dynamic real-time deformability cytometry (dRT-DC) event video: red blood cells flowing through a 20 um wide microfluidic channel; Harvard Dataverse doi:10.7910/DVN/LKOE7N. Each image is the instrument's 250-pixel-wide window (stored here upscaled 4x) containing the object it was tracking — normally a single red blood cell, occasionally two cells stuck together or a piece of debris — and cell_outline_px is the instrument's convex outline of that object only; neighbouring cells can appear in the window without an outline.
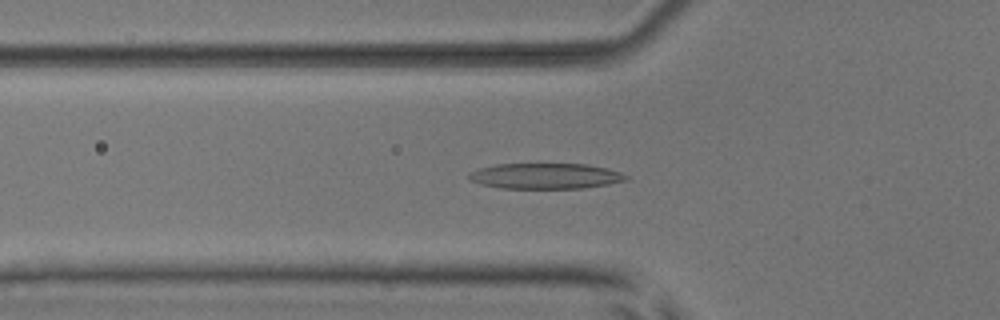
{"species": "common noctule bat (a hibernating species)", "species_latin": "Nyctalus noctula", "temperature_condition": "room temperature", "stored_images_in_passage": 53, "camera_frame_rate_fps": 3000, "um_per_image_px": 0.085, "animal": {"sex": "male", "body_mass_g": 17.9, "forearm_length_mm": 54.2}, "frame": {"image": 1, "passage_image": 19, "time_ms": 6.0, "image_size_px": [1000, 320], "cell_outline_px": [[628, 180], [608, 184], [584, 188], [500, 188], [480, 184], [468, 180], [468, 172], [476, 168], [496, 164], [588, 164], [620, 172], [628, 176]], "centroid_in_image_um": [46.3, 14.96], "position_along_channel_um": 79.5, "area_um2": 23.58}}
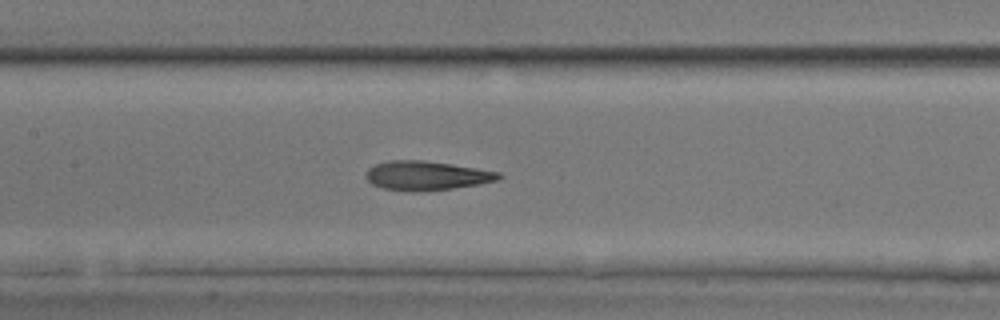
{"frame": {"image": 2, "passage_image": 26, "time_ms": 8.333, "image_size_px": [1000, 320], "cell_outline_px": [[504, 176], [500, 180], [480, 184], [452, 188], [416, 192], [412, 192], [384, 188], [372, 184], [364, 176], [368, 168], [376, 164], [388, 160], [424, 160], [452, 164], [500, 172]], "centroid_in_image_um": [36.27, 14.92], "position_along_channel_um": 171.1, "area_um2": 22.72}}
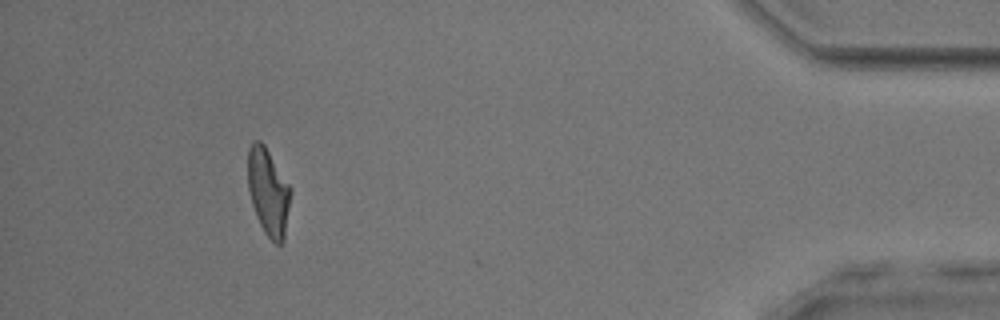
{"frame": {"image": 3, "passage_image": 49, "time_ms": 16.0, "image_size_px": [1000, 320], "cell_outline_px": [[292, 192], [284, 240], [280, 244], [276, 244], [264, 232], [256, 216], [252, 204], [248, 188], [248, 148], [252, 140], [260, 140], [264, 144], [292, 188]], "centroid_in_image_um": [22.81, 16.29], "position_along_channel_um": 412.4, "area_um2": 21.91}, "authors_computed_cell_mechanics": {"area_um2": 22.6576, "velocity_mm_per_s": 3.9165, "shape_relaxation_time_tau1_ms": 3.9494, "shape_relaxation_time_tau2_ms": 2.426, "deformation_change_tau1": 0.1915, "deformation_change_tau2": 0.1355}}